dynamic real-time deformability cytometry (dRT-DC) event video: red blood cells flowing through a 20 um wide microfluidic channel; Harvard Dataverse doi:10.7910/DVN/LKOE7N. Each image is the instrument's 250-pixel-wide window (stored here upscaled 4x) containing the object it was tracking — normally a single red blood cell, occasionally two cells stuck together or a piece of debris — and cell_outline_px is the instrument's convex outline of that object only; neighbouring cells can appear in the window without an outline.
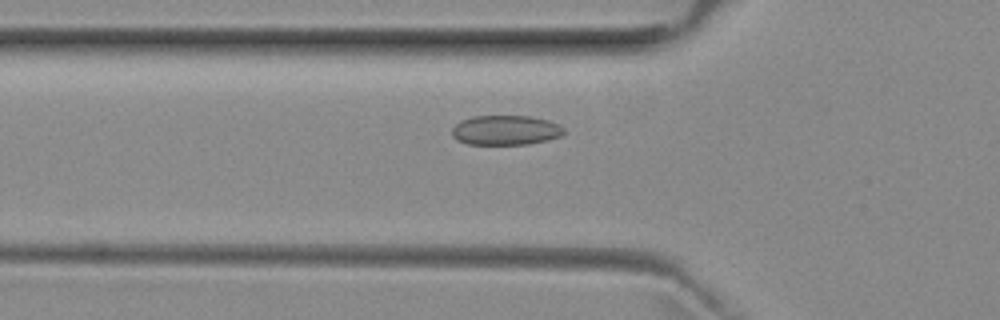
{"species": "common noctule bat (a hibernating species)", "species_latin": "Nyctalus noctula", "temperature_condition": "room temperature", "stored_images_in_passage": 38, "camera_frame_rate_fps": 3000, "um_per_image_px": 0.085, "animal": {"sex": "female", "body_mass_g": 29.2, "forearm_length_mm": 56.3}, "frame": {"image": 1, "passage_image": 3, "time_ms": 0.667, "image_size_px": [1000, 320], "cell_outline_px": [[564, 132], [560, 136], [548, 140], [528, 144], [468, 144], [456, 140], [452, 136], [452, 128], [460, 120], [472, 116], [528, 116], [548, 120], [560, 124], [564, 128]], "centroid_in_image_um": [42.96, 11.06], "position_along_channel_um": 82.8, "area_um2": 19.48}}
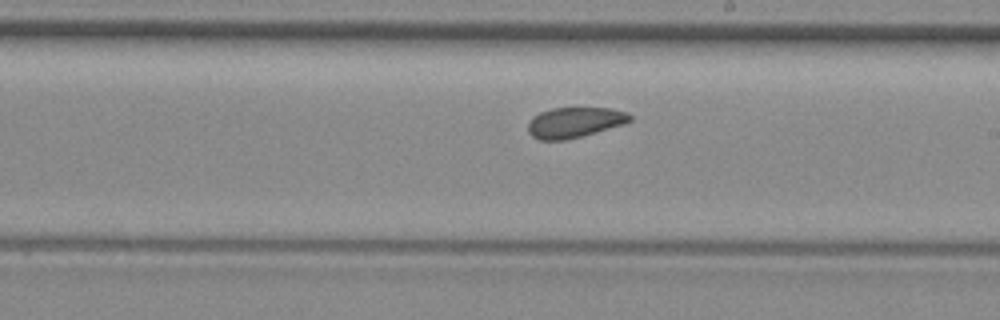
{"frame": {"image": 2, "passage_image": 15, "time_ms": 4.667, "image_size_px": [1000, 320], "cell_outline_px": [[632, 120], [624, 124], [580, 136], [564, 140], [540, 140], [532, 136], [528, 132], [528, 124], [532, 116], [540, 112], [552, 108], [612, 108], [628, 112], [632, 116]], "centroid_in_image_um": [48.84, 10.39], "position_along_channel_um": 240.2, "area_um2": 18.03}}
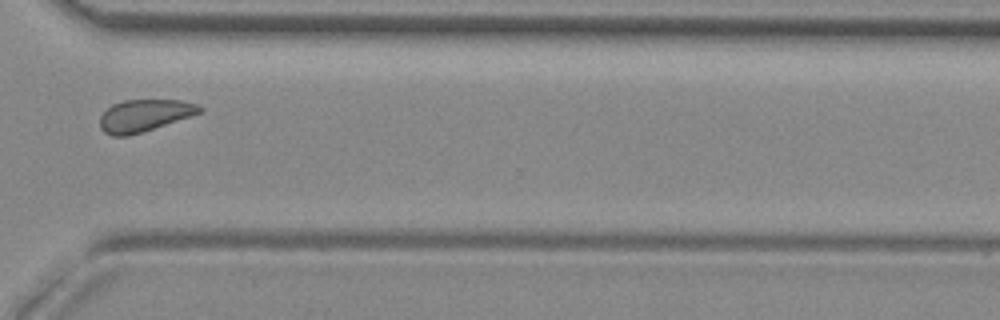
{"frame": {"image": 3, "passage_image": 24, "time_ms": 7.667, "image_size_px": [1000, 320], "cell_outline_px": [[204, 112], [128, 136], [112, 136], [104, 132], [100, 128], [100, 116], [112, 104], [124, 100], [180, 100], [196, 104], [204, 108]], "centroid_in_image_um": [12.28, 9.81], "position_along_channel_um": 358.3, "area_um2": 18.55}, "authors_computed_cell_mechanics": {"area_um2": 19.0451, "velocity_mm_per_s": 3.9215, "shape_relaxation_time_tau1_ms": null, "shape_relaxation_time_tau2_ms": 5.565, "deformation_change_tau1": null, "deformation_change_tau2": 0.1044}}